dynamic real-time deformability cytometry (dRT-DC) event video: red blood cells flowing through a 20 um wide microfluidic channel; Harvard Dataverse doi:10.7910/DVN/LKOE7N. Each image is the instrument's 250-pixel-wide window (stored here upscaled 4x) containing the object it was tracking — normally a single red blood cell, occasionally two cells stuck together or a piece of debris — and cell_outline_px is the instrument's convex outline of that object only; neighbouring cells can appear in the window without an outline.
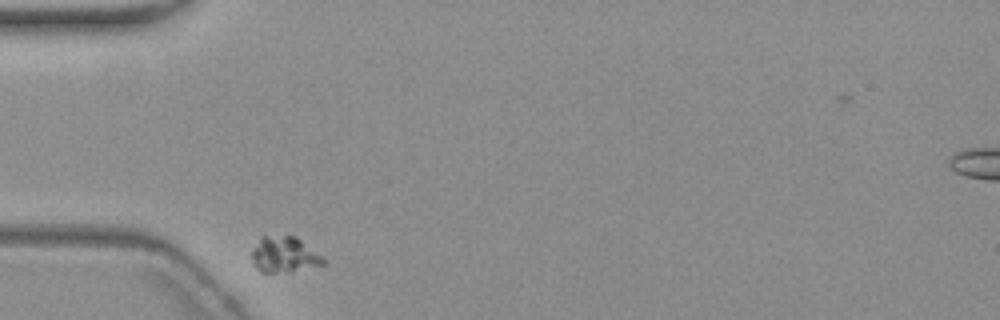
{"species": "common noctule bat (a hibernating species)", "species_latin": "Nyctalus noctula", "temperature_condition": "warm", "stored_images_in_passage": 5, "camera_frame_rate_fps": 3000, "um_per_image_px": 0.085, "animal": {"sex": "female", "body_mass_g": 19.3, "forearm_length_mm": 54.1}, "frame": {"image": 1, "passage_image": 1, "time_ms": 0.0, "image_size_px": [1000, 320], "cell_outline_px": [[324, 264], [292, 272], [260, 272], [256, 268], [252, 260], [252, 248], [260, 236], [296, 236], [320, 256], [324, 260]], "centroid_in_image_um": [24.1, 21.65], "position_along_channel_um": 60.9, "area_um2": 14.8}}
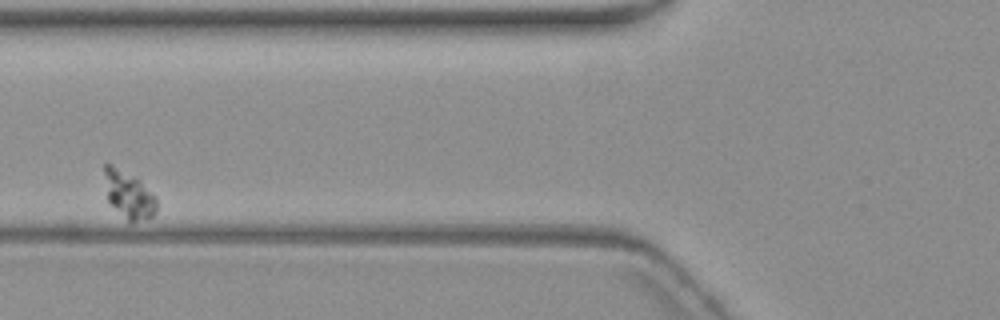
{"frame": {"image": 2, "passage_image": 3, "time_ms": 2.333, "image_size_px": [1000, 320], "cell_outline_px": [[156, 212], [152, 216], [132, 224], [108, 200], [104, 172], [104, 160], [108, 160], [136, 180], [156, 196]], "centroid_in_image_um": [10.92, 16.53], "position_along_channel_um": 114.9, "area_um2": 13.93}}
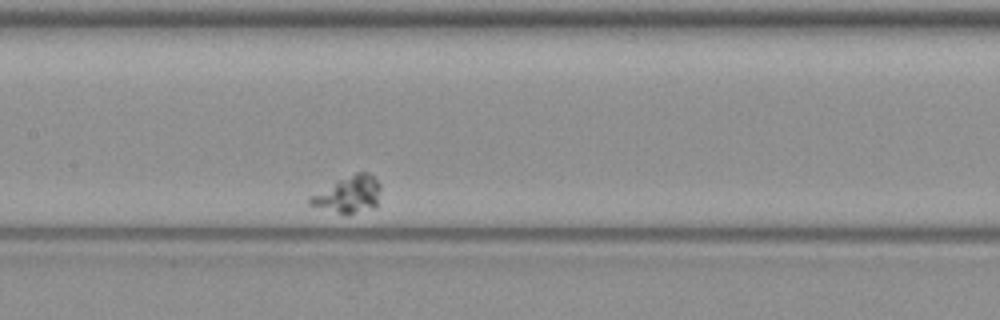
{"frame": {"image": 3, "passage_image": 5, "time_ms": 4.667, "image_size_px": [1000, 320], "cell_outline_px": [[380, 188], [376, 208], [348, 216], [344, 216], [308, 204], [308, 196], [356, 172], [368, 172], [380, 184]], "centroid_in_image_um": [29.62, 16.59], "position_along_channel_um": 177.8, "area_um2": 15.32}}